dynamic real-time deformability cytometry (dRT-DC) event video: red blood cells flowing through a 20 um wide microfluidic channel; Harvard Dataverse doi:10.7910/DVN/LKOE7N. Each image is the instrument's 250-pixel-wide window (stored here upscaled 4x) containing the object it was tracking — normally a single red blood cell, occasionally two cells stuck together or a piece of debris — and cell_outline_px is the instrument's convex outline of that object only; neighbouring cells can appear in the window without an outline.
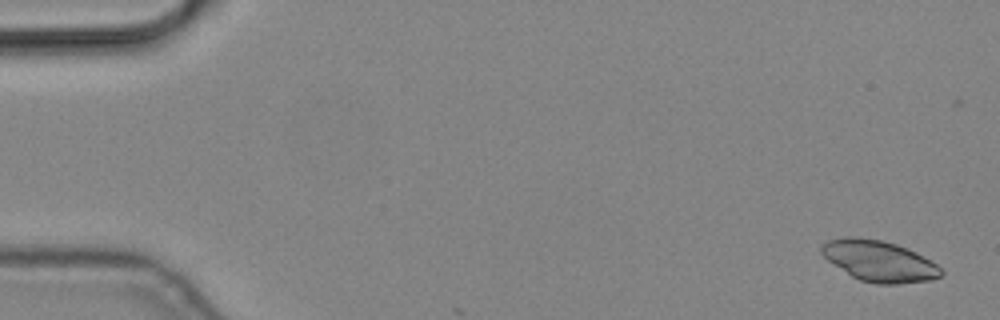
{"species": "common noctule bat (a hibernating species)", "species_latin": "Nyctalus noctula", "temperature_condition": "cold", "stored_images_in_passage": 2, "camera_frame_rate_fps": 3000, "um_per_image_px": 0.085, "animal": {"sex": "male", "body_mass_g": 19.2, "forearm_length_mm": 51.8}, "frame": {"image": 1, "passage_image": 1, "time_ms": 0.0, "image_size_px": [1000, 320], "cell_outline_px": [[944, 272], [940, 276], [932, 280], [900, 284], [876, 284], [860, 280], [852, 276], [828, 260], [820, 252], [820, 244], [828, 240], [844, 236], [856, 236], [880, 240], [896, 244], [908, 248], [916, 252], [936, 264]], "centroid_in_image_um": [74.71, 22.18], "position_along_channel_um": 10.3, "area_um2": 28.61}}